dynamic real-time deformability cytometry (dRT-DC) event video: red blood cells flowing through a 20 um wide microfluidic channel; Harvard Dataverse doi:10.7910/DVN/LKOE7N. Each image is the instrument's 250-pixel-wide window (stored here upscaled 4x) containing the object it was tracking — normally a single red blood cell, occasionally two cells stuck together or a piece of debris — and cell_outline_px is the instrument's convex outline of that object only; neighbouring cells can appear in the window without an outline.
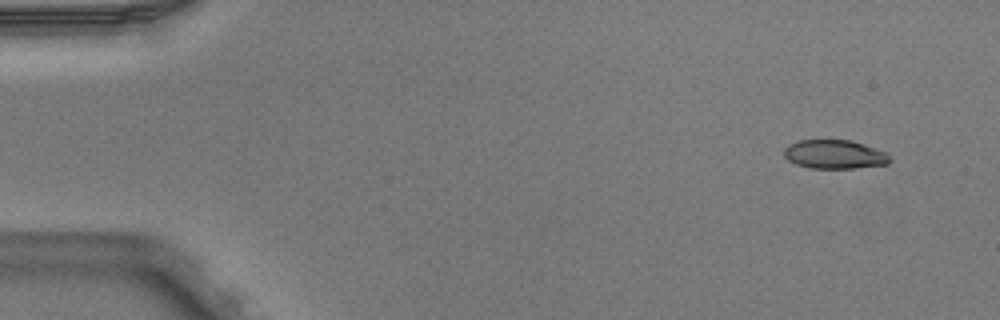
{"species": "Egyptian fruit bat (a non-hibernating species)", "species_latin": "Rousettus aegyptiacus", "temperature_condition": "warm", "stored_images_in_passage": 4, "camera_frame_rate_fps": 3000, "um_per_image_px": 0.085, "animal": {"sex": "male"}, "frame": {"image": 1, "passage_image": 1, "time_ms": 0.0, "image_size_px": [1000, 320], "cell_outline_px": [[892, 160], [888, 164], [852, 168], [812, 168], [796, 164], [788, 160], [784, 156], [784, 148], [788, 144], [800, 140], [852, 140], [864, 144], [884, 152]], "centroid_in_image_um": [70.91, 13.11], "position_along_channel_um": 14.1, "area_um2": 17.69}}
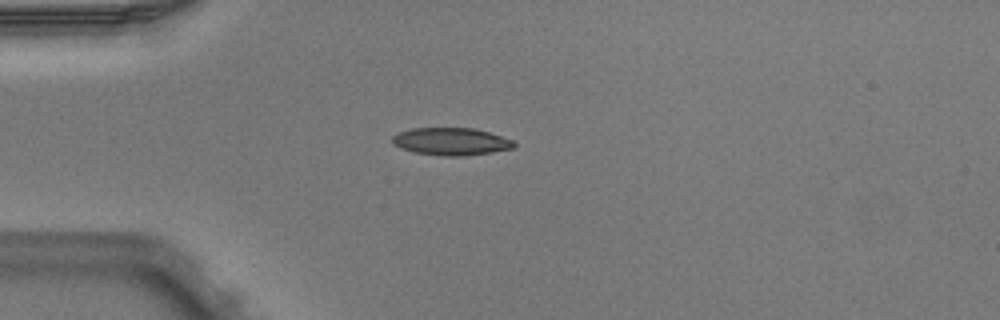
{"frame": {"image": 2, "passage_image": 4, "time_ms": 1.0, "image_size_px": [1000, 320], "cell_outline_px": [[516, 148], [492, 152], [464, 156], [440, 156], [416, 152], [400, 148], [392, 144], [392, 136], [400, 132], [412, 128], [472, 128], [488, 132], [512, 140], [516, 144]], "centroid_in_image_um": [38.34, 12.03], "position_along_channel_um": 46.7, "area_um2": 19.48}}